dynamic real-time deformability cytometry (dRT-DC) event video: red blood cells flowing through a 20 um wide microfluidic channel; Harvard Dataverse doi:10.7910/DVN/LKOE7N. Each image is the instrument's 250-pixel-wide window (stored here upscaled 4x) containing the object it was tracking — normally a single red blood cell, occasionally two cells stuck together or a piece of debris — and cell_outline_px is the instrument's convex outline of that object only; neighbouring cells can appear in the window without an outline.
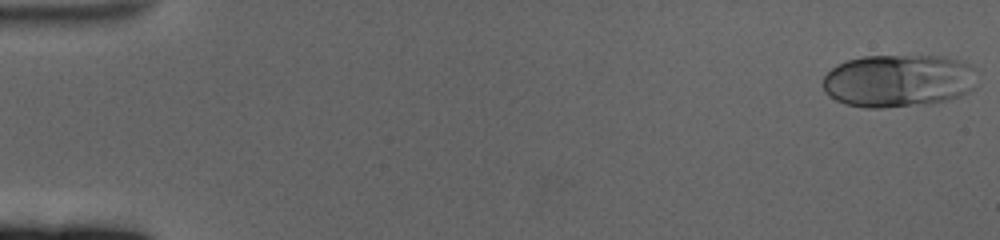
{"species": "human", "species_latin": "Homo sapiens", "temperature_condition": "cold", "stored_images_in_passage": 60, "camera_frame_rate_fps": 3000, "um_per_image_px": 0.085, "donor": {"sex": "female"}, "frame": {"image": 1, "passage_image": 1, "time_ms": 0.0, "image_size_px": [1000, 240], "cell_outline_px": [[976, 88], [960, 96], [948, 100], [928, 104], [880, 108], [864, 108], [844, 104], [836, 100], [824, 92], [820, 84], [824, 76], [836, 64], [848, 60], [864, 56], [944, 56], [964, 60], [972, 68]], "centroid_in_image_um": [76.33, 6.87], "position_along_channel_um": 8.7, "area_um2": 48.03}}
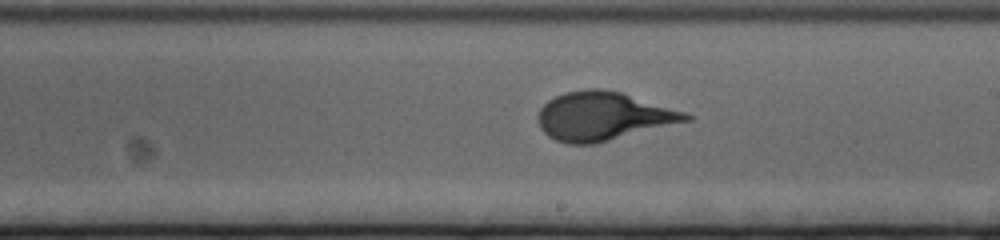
{"frame": {"image": 2, "passage_image": 35, "time_ms": 11.333, "image_size_px": [1000, 240], "cell_outline_px": [[692, 120], [592, 144], [568, 144], [556, 140], [548, 136], [540, 128], [536, 116], [540, 108], [548, 100], [564, 92], [588, 88], [604, 88], [620, 92], [684, 112], [692, 116]], "centroid_in_image_um": [51.21, 9.87], "position_along_channel_um": 237.8, "area_um2": 41.5}}
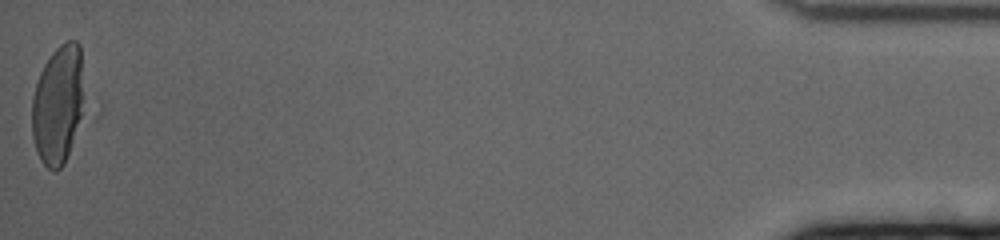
{"frame": {"image": 3, "passage_image": 60, "time_ms": 19.667, "image_size_px": [1000, 240], "cell_outline_px": [[104, 108], [100, 116], [64, 164], [56, 172], [52, 172], [40, 160], [36, 152], [32, 136], [32, 96], [40, 72], [44, 64], [52, 52], [60, 44], [68, 40], [76, 40], [80, 44], [104, 104]], "centroid_in_image_um": [5.43, 8.91], "position_along_channel_um": 429.8, "area_um2": 45.66}}